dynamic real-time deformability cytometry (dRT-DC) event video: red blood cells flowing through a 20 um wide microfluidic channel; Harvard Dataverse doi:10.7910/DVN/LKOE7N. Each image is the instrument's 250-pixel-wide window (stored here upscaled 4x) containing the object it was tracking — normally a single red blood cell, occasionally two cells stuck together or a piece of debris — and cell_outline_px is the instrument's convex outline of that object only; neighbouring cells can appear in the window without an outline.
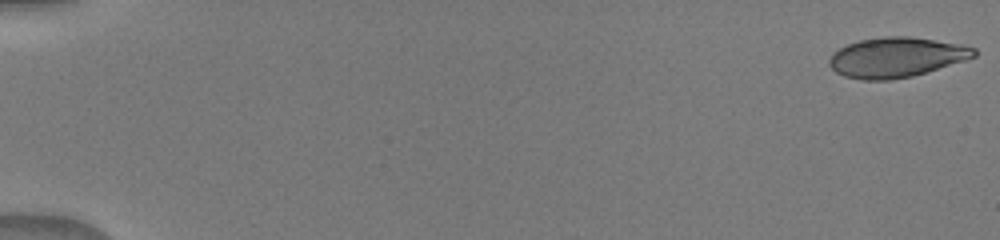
{"species": "human", "species_latin": "Homo sapiens", "temperature_condition": "warm", "stored_images_in_passage": 9, "camera_frame_rate_fps": 3000, "um_per_image_px": 0.085, "donor": {"sex": "male"}, "frame": {"image": 1, "passage_image": 1, "time_ms": 0.0, "image_size_px": [1000, 240], "cell_outline_px": [[976, 56], [964, 60], [912, 76], [888, 80], [864, 80], [844, 76], [836, 72], [828, 64], [828, 60], [832, 52], [848, 44], [860, 40], [884, 36], [908, 36], [960, 44], [976, 48]], "centroid_in_image_um": [76.15, 4.87], "position_along_channel_um": 8.9, "area_um2": 33.47}}
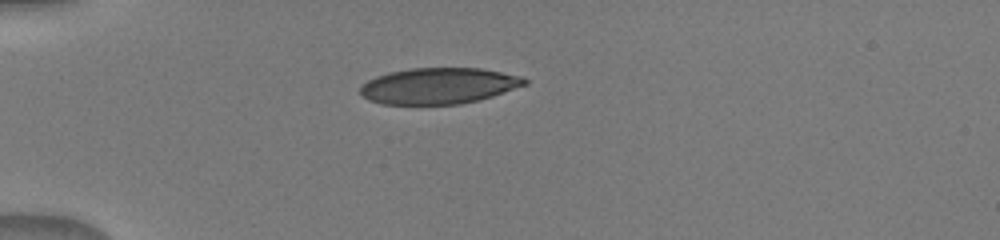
{"frame": {"image": 2, "passage_image": 7, "time_ms": 4.667, "image_size_px": [1000, 240], "cell_outline_px": [[528, 84], [492, 96], [460, 104], [384, 104], [368, 100], [360, 92], [360, 88], [368, 80], [376, 76], [388, 72], [412, 68], [480, 68], [524, 76], [528, 80]], "centroid_in_image_um": [37.32, 7.29], "position_along_channel_um": 47.7, "area_um2": 34.51}}
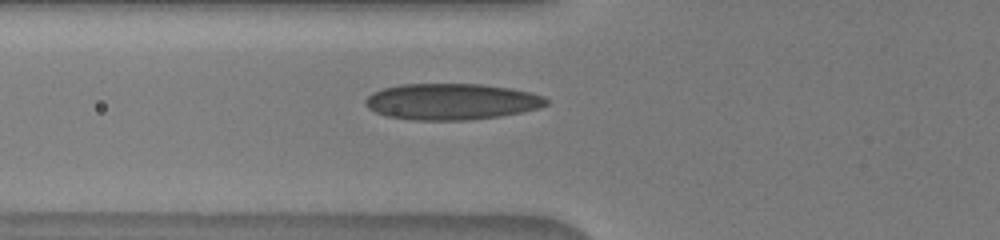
{"frame": {"image": 3, "passage_image": 9, "time_ms": 6.333, "image_size_px": [1000, 240], "cell_outline_px": [[548, 104], [540, 108], [500, 116], [468, 120], [408, 120], [388, 116], [376, 112], [368, 108], [364, 104], [364, 100], [372, 92], [384, 88], [400, 84], [480, 84], [512, 88], [544, 96], [548, 100]], "centroid_in_image_um": [38.36, 8.64], "position_along_channel_um": 87.4, "area_um2": 38.32}}